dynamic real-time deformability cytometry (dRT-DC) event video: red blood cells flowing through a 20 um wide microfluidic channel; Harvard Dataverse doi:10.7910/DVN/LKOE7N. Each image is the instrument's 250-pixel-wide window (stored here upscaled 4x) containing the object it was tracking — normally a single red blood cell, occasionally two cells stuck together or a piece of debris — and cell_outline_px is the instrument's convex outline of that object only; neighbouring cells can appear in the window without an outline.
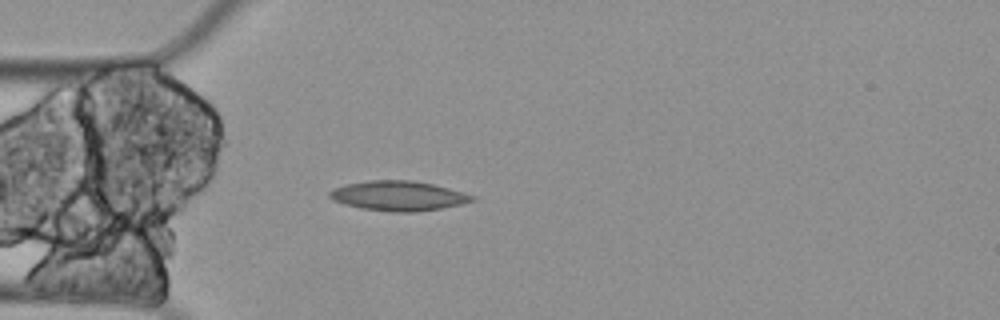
{"species": "Egyptian fruit bat (a non-hibernating species)", "species_latin": "Rousettus aegyptiacus", "temperature_condition": "cold", "stored_images_in_passage": 1, "camera_frame_rate_fps": 3000, "um_per_image_px": 0.085, "animal": {"sex": "female"}, "frame": {"image": 1, "passage_image": 1, "time_ms": 0.0, "image_size_px": [1000, 320], "cell_outline_px": [[476, 200], [460, 204], [440, 208], [416, 212], [392, 212], [360, 208], [344, 204], [332, 200], [328, 196], [328, 192], [332, 188], [348, 184], [368, 180], [412, 180], [432, 184], [448, 188], [476, 196]], "centroid_in_image_um": [33.83, 16.64], "position_along_channel_um": 51.2, "area_um2": 24.74}}